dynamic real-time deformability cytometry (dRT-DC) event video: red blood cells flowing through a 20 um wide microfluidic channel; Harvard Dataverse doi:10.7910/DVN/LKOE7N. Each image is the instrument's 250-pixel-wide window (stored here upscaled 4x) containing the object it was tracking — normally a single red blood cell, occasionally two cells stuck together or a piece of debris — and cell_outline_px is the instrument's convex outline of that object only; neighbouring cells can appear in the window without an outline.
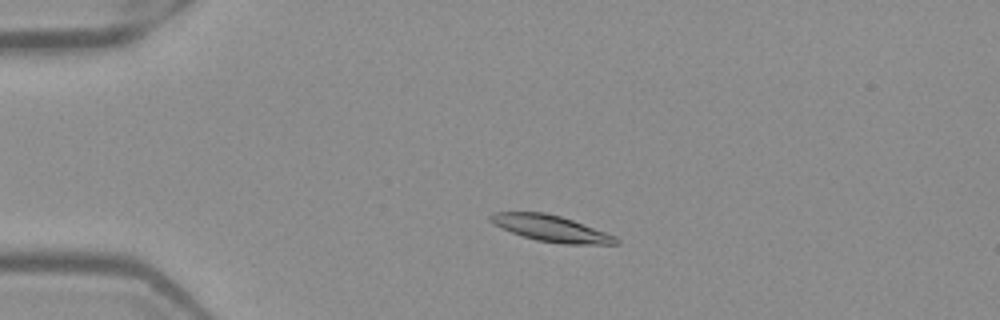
{"species": "Egyptian fruit bat (a non-hibernating species)", "species_latin": "Rousettus aegyptiacus", "temperature_condition": "warm", "stored_images_in_passage": 50, "camera_frame_rate_fps": 3000, "um_per_image_px": 0.085, "frame": {"image": 1, "passage_image": 10, "time_ms": 3.0, "image_size_px": [1000, 320], "cell_outline_px": [[620, 244], [564, 244], [536, 240], [512, 232], [488, 220], [488, 216], [496, 212], [544, 212], [560, 216], [572, 220], [616, 236], [620, 240]], "centroid_in_image_um": [46.87, 19.42], "position_along_channel_um": 38.1, "area_um2": 18.9}}
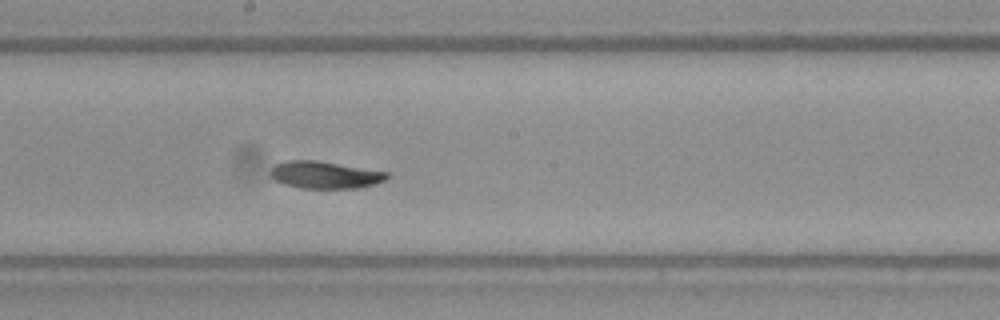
{"frame": {"image": 2, "passage_image": 27, "time_ms": 8.667, "image_size_px": [1000, 320], "cell_outline_px": [[388, 176], [384, 180], [376, 184], [356, 188], [300, 188], [284, 184], [276, 180], [272, 176], [272, 168], [276, 164], [284, 160], [316, 160], [388, 172]], "centroid_in_image_um": [27.62, 14.86], "position_along_channel_um": 220.6, "area_um2": 18.26}}
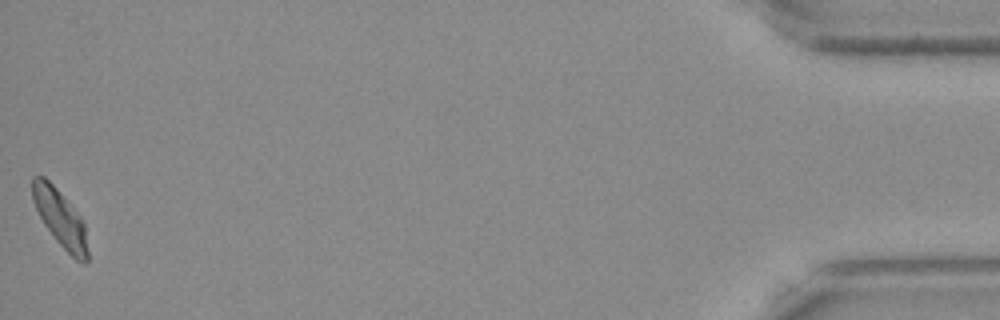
{"frame": {"image": 3, "passage_image": 50, "time_ms": 16.333, "image_size_px": [1000, 320], "cell_outline_px": [[88, 260], [84, 264], [76, 260], [56, 240], [44, 224], [32, 200], [32, 176], [44, 176], [56, 188], [80, 216], [84, 224], [88, 252]], "centroid_in_image_um": [5.11, 18.56], "position_along_channel_um": 430.1, "area_um2": 18.03}, "authors_computed_cell_mechanics": {"area_um2": 18.9584, "velocity_mm_per_s": 3.934, "shape_relaxation_time_tau1_ms": 6.925, "shape_relaxation_time_tau2_ms": null, "deformation_change_tau1": 0.1651, "deformation_change_tau2": null}}